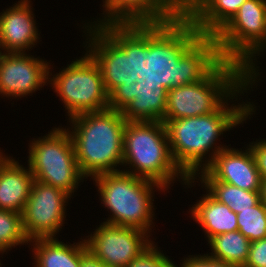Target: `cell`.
I'll return each instance as SVG.
<instances>
[{"label": "cell", "instance_id": "6da1fadb", "mask_svg": "<svg viewBox=\"0 0 266 267\" xmlns=\"http://www.w3.org/2000/svg\"><path fill=\"white\" fill-rule=\"evenodd\" d=\"M82 28L87 38L83 43L85 51L99 65L108 95L123 83L138 81L142 72L177 39L162 24L95 26L87 22Z\"/></svg>", "mask_w": 266, "mask_h": 267}, {"label": "cell", "instance_id": "7a4b0ae2", "mask_svg": "<svg viewBox=\"0 0 266 267\" xmlns=\"http://www.w3.org/2000/svg\"><path fill=\"white\" fill-rule=\"evenodd\" d=\"M251 76L242 65L200 49L170 81L163 120L213 113Z\"/></svg>", "mask_w": 266, "mask_h": 267}, {"label": "cell", "instance_id": "3957f363", "mask_svg": "<svg viewBox=\"0 0 266 267\" xmlns=\"http://www.w3.org/2000/svg\"><path fill=\"white\" fill-rule=\"evenodd\" d=\"M258 79L261 80L260 77L252 75L231 96L230 101L227 100L213 113L177 120H162L166 126L172 158L188 178H194L213 161L217 153L228 147L216 143L220 141V136L240 126L241 123L243 125L248 118L251 119L253 114H256L257 109L253 102L245 100L240 103L237 97L244 96L245 93L247 95V90L251 91L255 85L257 87ZM234 101L239 102L238 105L233 103L229 106L228 102Z\"/></svg>", "mask_w": 266, "mask_h": 267}, {"label": "cell", "instance_id": "277c9868", "mask_svg": "<svg viewBox=\"0 0 266 267\" xmlns=\"http://www.w3.org/2000/svg\"><path fill=\"white\" fill-rule=\"evenodd\" d=\"M200 50L177 38L132 84L123 83L108 95V107L126 121H159L165 116L167 90L174 75Z\"/></svg>", "mask_w": 266, "mask_h": 267}, {"label": "cell", "instance_id": "5b68a950", "mask_svg": "<svg viewBox=\"0 0 266 267\" xmlns=\"http://www.w3.org/2000/svg\"><path fill=\"white\" fill-rule=\"evenodd\" d=\"M67 127L82 175L95 177L121 171L126 119L110 108L88 112L68 119ZM71 129V130H70ZM118 167V168H117Z\"/></svg>", "mask_w": 266, "mask_h": 267}, {"label": "cell", "instance_id": "8992f818", "mask_svg": "<svg viewBox=\"0 0 266 267\" xmlns=\"http://www.w3.org/2000/svg\"><path fill=\"white\" fill-rule=\"evenodd\" d=\"M123 166L122 171L159 183L166 191L176 178L184 186L188 180L172 158L166 126L159 121L126 122Z\"/></svg>", "mask_w": 266, "mask_h": 267}, {"label": "cell", "instance_id": "52a82bcc", "mask_svg": "<svg viewBox=\"0 0 266 267\" xmlns=\"http://www.w3.org/2000/svg\"><path fill=\"white\" fill-rule=\"evenodd\" d=\"M103 207L110 211L105 223L133 227L150 235L153 224L154 192L163 191L159 183L131 175L124 171L110 172L93 177ZM156 189V190H155ZM154 195V196H153Z\"/></svg>", "mask_w": 266, "mask_h": 267}, {"label": "cell", "instance_id": "ba28073f", "mask_svg": "<svg viewBox=\"0 0 266 267\" xmlns=\"http://www.w3.org/2000/svg\"><path fill=\"white\" fill-rule=\"evenodd\" d=\"M214 58L242 65L260 77L256 65L266 50V0H246L235 16L202 48Z\"/></svg>", "mask_w": 266, "mask_h": 267}, {"label": "cell", "instance_id": "9c48e42d", "mask_svg": "<svg viewBox=\"0 0 266 267\" xmlns=\"http://www.w3.org/2000/svg\"><path fill=\"white\" fill-rule=\"evenodd\" d=\"M27 166L34 179L63 189L74 196L79 184L86 178L79 170L72 138L66 129L54 127L48 134L32 139Z\"/></svg>", "mask_w": 266, "mask_h": 267}, {"label": "cell", "instance_id": "30bf717a", "mask_svg": "<svg viewBox=\"0 0 266 267\" xmlns=\"http://www.w3.org/2000/svg\"><path fill=\"white\" fill-rule=\"evenodd\" d=\"M49 69V85L64 103L69 119L109 108L100 67L87 51L59 73L52 75L51 65Z\"/></svg>", "mask_w": 266, "mask_h": 267}, {"label": "cell", "instance_id": "8fae6325", "mask_svg": "<svg viewBox=\"0 0 266 267\" xmlns=\"http://www.w3.org/2000/svg\"><path fill=\"white\" fill-rule=\"evenodd\" d=\"M71 197L63 189L34 180L21 213L24 231L29 240L57 237L65 224L66 207Z\"/></svg>", "mask_w": 266, "mask_h": 267}, {"label": "cell", "instance_id": "7c38bea8", "mask_svg": "<svg viewBox=\"0 0 266 267\" xmlns=\"http://www.w3.org/2000/svg\"><path fill=\"white\" fill-rule=\"evenodd\" d=\"M86 236L88 250L109 267H126L154 241L146 231L102 222ZM93 233V234H92Z\"/></svg>", "mask_w": 266, "mask_h": 267}, {"label": "cell", "instance_id": "4fadbf2b", "mask_svg": "<svg viewBox=\"0 0 266 267\" xmlns=\"http://www.w3.org/2000/svg\"><path fill=\"white\" fill-rule=\"evenodd\" d=\"M102 18L89 24H162L179 38L183 21L163 0H103Z\"/></svg>", "mask_w": 266, "mask_h": 267}, {"label": "cell", "instance_id": "5bb4252c", "mask_svg": "<svg viewBox=\"0 0 266 267\" xmlns=\"http://www.w3.org/2000/svg\"><path fill=\"white\" fill-rule=\"evenodd\" d=\"M29 53L0 54V96L11 99L33 95L49 84L50 62Z\"/></svg>", "mask_w": 266, "mask_h": 267}, {"label": "cell", "instance_id": "9a60e30c", "mask_svg": "<svg viewBox=\"0 0 266 267\" xmlns=\"http://www.w3.org/2000/svg\"><path fill=\"white\" fill-rule=\"evenodd\" d=\"M245 149L244 151L231 147L222 149L204 170L194 178H188L185 188L195 186L192 183L196 184L200 180L220 181L244 190L260 191L262 179L248 144Z\"/></svg>", "mask_w": 266, "mask_h": 267}, {"label": "cell", "instance_id": "2e32d148", "mask_svg": "<svg viewBox=\"0 0 266 267\" xmlns=\"http://www.w3.org/2000/svg\"><path fill=\"white\" fill-rule=\"evenodd\" d=\"M246 0H204L183 22L179 38L202 49L238 12Z\"/></svg>", "mask_w": 266, "mask_h": 267}, {"label": "cell", "instance_id": "e0dca14e", "mask_svg": "<svg viewBox=\"0 0 266 267\" xmlns=\"http://www.w3.org/2000/svg\"><path fill=\"white\" fill-rule=\"evenodd\" d=\"M31 0H20L0 13V49L3 53H26L39 42Z\"/></svg>", "mask_w": 266, "mask_h": 267}, {"label": "cell", "instance_id": "ac0fdd59", "mask_svg": "<svg viewBox=\"0 0 266 267\" xmlns=\"http://www.w3.org/2000/svg\"><path fill=\"white\" fill-rule=\"evenodd\" d=\"M34 180L29 167L19 164L9 155L0 166V209L21 214Z\"/></svg>", "mask_w": 266, "mask_h": 267}, {"label": "cell", "instance_id": "d6986e66", "mask_svg": "<svg viewBox=\"0 0 266 267\" xmlns=\"http://www.w3.org/2000/svg\"><path fill=\"white\" fill-rule=\"evenodd\" d=\"M191 218L201 226L206 241L219 234L238 230L237 214L213 198L207 191L191 209Z\"/></svg>", "mask_w": 266, "mask_h": 267}, {"label": "cell", "instance_id": "ffe728a7", "mask_svg": "<svg viewBox=\"0 0 266 267\" xmlns=\"http://www.w3.org/2000/svg\"><path fill=\"white\" fill-rule=\"evenodd\" d=\"M29 244L33 246V267H80L81 241L68 244L51 237L31 239Z\"/></svg>", "mask_w": 266, "mask_h": 267}, {"label": "cell", "instance_id": "44dd1931", "mask_svg": "<svg viewBox=\"0 0 266 267\" xmlns=\"http://www.w3.org/2000/svg\"><path fill=\"white\" fill-rule=\"evenodd\" d=\"M208 242L211 258L244 267L251 242L239 230L219 234Z\"/></svg>", "mask_w": 266, "mask_h": 267}, {"label": "cell", "instance_id": "7402d4cb", "mask_svg": "<svg viewBox=\"0 0 266 267\" xmlns=\"http://www.w3.org/2000/svg\"><path fill=\"white\" fill-rule=\"evenodd\" d=\"M213 198L231 208L236 214L250 209L260 201V191H248L220 181H200Z\"/></svg>", "mask_w": 266, "mask_h": 267}, {"label": "cell", "instance_id": "603a6c76", "mask_svg": "<svg viewBox=\"0 0 266 267\" xmlns=\"http://www.w3.org/2000/svg\"><path fill=\"white\" fill-rule=\"evenodd\" d=\"M21 214L11 210L0 209V254L7 253L18 245L29 244Z\"/></svg>", "mask_w": 266, "mask_h": 267}, {"label": "cell", "instance_id": "cb8c5ba5", "mask_svg": "<svg viewBox=\"0 0 266 267\" xmlns=\"http://www.w3.org/2000/svg\"><path fill=\"white\" fill-rule=\"evenodd\" d=\"M238 230L250 242L266 238V206L259 201L250 209L237 213Z\"/></svg>", "mask_w": 266, "mask_h": 267}, {"label": "cell", "instance_id": "d4e9b609", "mask_svg": "<svg viewBox=\"0 0 266 267\" xmlns=\"http://www.w3.org/2000/svg\"><path fill=\"white\" fill-rule=\"evenodd\" d=\"M168 257L167 255L165 256L163 250L161 252L156 243H153L126 267H178Z\"/></svg>", "mask_w": 266, "mask_h": 267}, {"label": "cell", "instance_id": "484cf974", "mask_svg": "<svg viewBox=\"0 0 266 267\" xmlns=\"http://www.w3.org/2000/svg\"><path fill=\"white\" fill-rule=\"evenodd\" d=\"M179 266L180 267H239L234 264L215 260L210 256H208L207 253L204 255L201 254L188 255V257L182 258V263L180 262Z\"/></svg>", "mask_w": 266, "mask_h": 267}, {"label": "cell", "instance_id": "4316f807", "mask_svg": "<svg viewBox=\"0 0 266 267\" xmlns=\"http://www.w3.org/2000/svg\"><path fill=\"white\" fill-rule=\"evenodd\" d=\"M244 267H266V238L251 242Z\"/></svg>", "mask_w": 266, "mask_h": 267}, {"label": "cell", "instance_id": "83f0119b", "mask_svg": "<svg viewBox=\"0 0 266 267\" xmlns=\"http://www.w3.org/2000/svg\"><path fill=\"white\" fill-rule=\"evenodd\" d=\"M184 22L204 0H163Z\"/></svg>", "mask_w": 266, "mask_h": 267}, {"label": "cell", "instance_id": "f1b7e54d", "mask_svg": "<svg viewBox=\"0 0 266 267\" xmlns=\"http://www.w3.org/2000/svg\"><path fill=\"white\" fill-rule=\"evenodd\" d=\"M250 151L253 155L255 165L262 180H266V140L256 139L249 143Z\"/></svg>", "mask_w": 266, "mask_h": 267}, {"label": "cell", "instance_id": "f546056e", "mask_svg": "<svg viewBox=\"0 0 266 267\" xmlns=\"http://www.w3.org/2000/svg\"><path fill=\"white\" fill-rule=\"evenodd\" d=\"M80 267H109L88 250L85 239L82 238Z\"/></svg>", "mask_w": 266, "mask_h": 267}, {"label": "cell", "instance_id": "4dcf8cb0", "mask_svg": "<svg viewBox=\"0 0 266 267\" xmlns=\"http://www.w3.org/2000/svg\"><path fill=\"white\" fill-rule=\"evenodd\" d=\"M260 201L266 206V180L261 181Z\"/></svg>", "mask_w": 266, "mask_h": 267}, {"label": "cell", "instance_id": "1f68e13d", "mask_svg": "<svg viewBox=\"0 0 266 267\" xmlns=\"http://www.w3.org/2000/svg\"><path fill=\"white\" fill-rule=\"evenodd\" d=\"M9 156L7 155H5L4 154V152H2L1 150H0V166H1V164L8 158Z\"/></svg>", "mask_w": 266, "mask_h": 267}]
</instances>
